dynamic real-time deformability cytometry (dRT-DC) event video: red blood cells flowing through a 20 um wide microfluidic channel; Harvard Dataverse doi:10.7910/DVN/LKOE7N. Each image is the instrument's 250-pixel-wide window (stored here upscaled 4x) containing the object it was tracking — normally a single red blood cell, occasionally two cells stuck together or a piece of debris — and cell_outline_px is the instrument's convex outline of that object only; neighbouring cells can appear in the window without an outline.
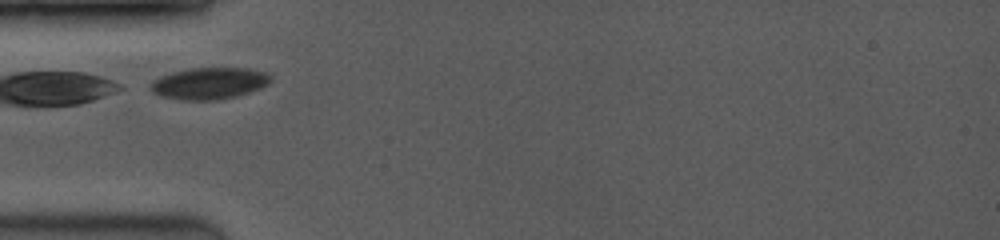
{"species": "common noctule bat (a hibernating species)", "species_latin": "Nyctalus noctula", "temperature_condition": "room temperature", "stored_images_in_passage": 3, "camera_frame_rate_fps": 3500, "um_per_image_px": 0.085, "animal": {"sex": "female", "body_mass_g": 19.0, "forearm_length_mm": 53.3}, "frame": {"image": 1, "passage_image": 1, "time_ms": 0.0, "image_size_px": [1000, 240], "cell_outline_px": [[272, 80], [268, 84], [260, 88], [236, 96], [216, 100], [180, 100], [160, 96], [152, 92], [148, 88], [148, 84], [152, 80], [160, 76], [172, 72], [192, 68], [248, 68], [268, 72], [272, 76]], "centroid_in_image_um": [17.76, 7.08], "position_along_channel_um": 67.2, "area_um2": 22.48}}